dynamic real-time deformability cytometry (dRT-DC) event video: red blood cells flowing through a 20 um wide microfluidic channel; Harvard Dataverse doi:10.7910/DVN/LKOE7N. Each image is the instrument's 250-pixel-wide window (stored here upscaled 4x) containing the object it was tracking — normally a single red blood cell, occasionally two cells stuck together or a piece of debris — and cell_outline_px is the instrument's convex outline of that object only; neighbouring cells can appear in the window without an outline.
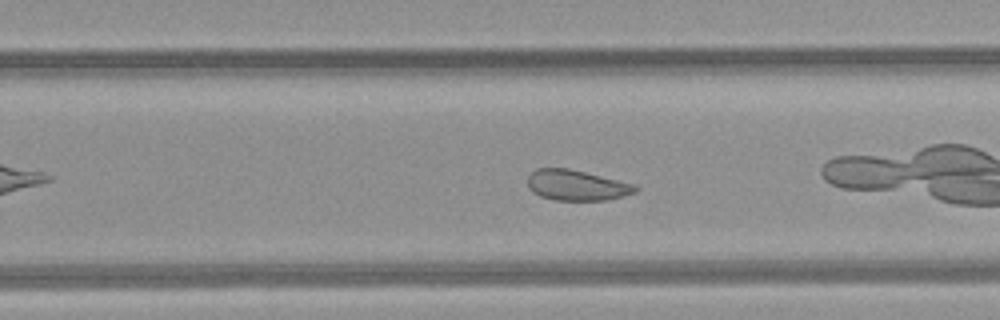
{"species": "common noctule bat (a hibernating species)", "species_latin": "Nyctalus noctula", "temperature_condition": "room temperature", "stored_images_in_passage": 35, "camera_frame_rate_fps": 3000, "um_per_image_px": 0.085, "animal": {"sex": "female", "body_mass_g": 21.9}, "frame": {"image": 1, "passage_image": 16, "time_ms": 5.0, "image_size_px": [1000, 320], "cell_outline_px": [[640, 188], [636, 192], [608, 200], [556, 200], [540, 196], [532, 192], [528, 188], [528, 176], [536, 168], [568, 168], [636, 184]], "centroid_in_image_um": [49.02, 15.74], "position_along_channel_um": 280.8, "area_um2": 19.25}}